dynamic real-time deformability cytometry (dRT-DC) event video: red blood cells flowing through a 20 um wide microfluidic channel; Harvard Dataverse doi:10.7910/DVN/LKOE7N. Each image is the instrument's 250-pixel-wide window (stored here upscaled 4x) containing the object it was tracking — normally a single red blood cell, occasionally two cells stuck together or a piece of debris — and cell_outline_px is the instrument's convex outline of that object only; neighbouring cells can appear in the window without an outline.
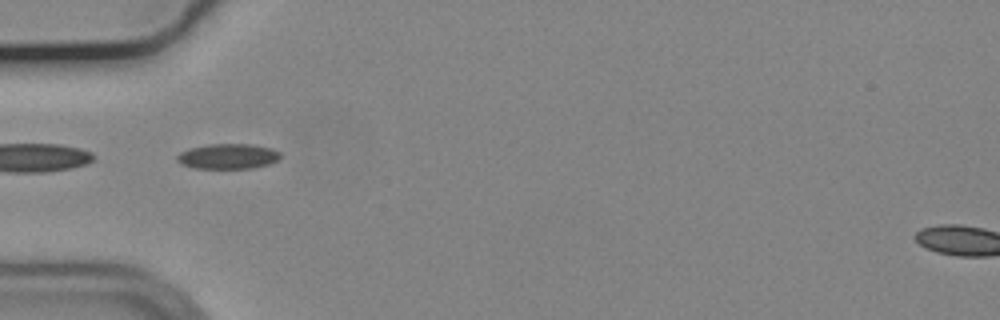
{"species": "common noctule bat (a hibernating species)", "species_latin": "Nyctalus noctula", "temperature_condition": "cold", "stored_images_in_passage": 49, "segment_of_instrument_passage": [2, 2], "camera_frame_rate_fps": 3000, "um_per_image_px": 0.085, "animal": {"sex": "male", "body_mass_g": 19.2, "forearm_length_mm": 51.8}, "frame": {"image": 1, "passage_image": 11, "time_ms": 3.333, "image_size_px": [1000, 320], "cell_outline_px": [[280, 156], [272, 164], [252, 168], [196, 168], [180, 164], [176, 160], [176, 156], [180, 152], [188, 148], [208, 144], [252, 144], [272, 148], [280, 152]], "centroid_in_image_um": [19.36, 13.28], "position_along_channel_um": 65.6, "area_um2": 15.32}}
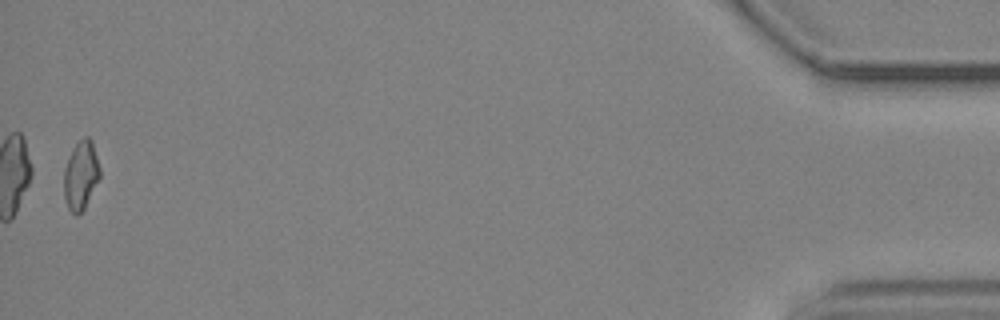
{"frame": {"image": 2, "passage_image": 48, "time_ms": 15.667, "image_size_px": [1000, 320], "cell_outline_px": [[100, 176], [84, 208], [76, 216], [68, 208], [64, 196], [64, 168], [76, 144], [84, 136], [88, 136], [92, 140], [100, 168]], "centroid_in_image_um": [6.87, 14.89], "position_along_channel_um": 428.3, "area_um2": 14.1}}